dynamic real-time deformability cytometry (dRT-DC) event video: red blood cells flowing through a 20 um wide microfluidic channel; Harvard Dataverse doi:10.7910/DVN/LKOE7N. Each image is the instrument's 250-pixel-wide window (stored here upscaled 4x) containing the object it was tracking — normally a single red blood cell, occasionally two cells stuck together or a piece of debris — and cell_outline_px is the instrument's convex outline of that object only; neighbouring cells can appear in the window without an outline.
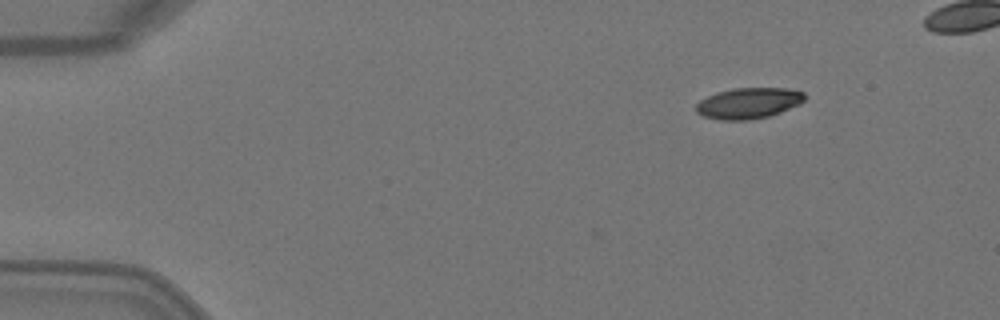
{"species": "Egyptian fruit bat (a non-hibernating species)", "species_latin": "Rousettus aegyptiacus", "temperature_condition": "warm", "stored_images_in_passage": 4, "camera_frame_rate_fps": 3000, "um_per_image_px": 0.085, "animal": {"sex": "female"}, "frame": {"image": 1, "passage_image": 1, "time_ms": 0.0, "image_size_px": [1000, 320], "cell_outline_px": [[804, 100], [800, 104], [780, 112], [768, 116], [748, 120], [720, 120], [704, 116], [696, 112], [696, 104], [700, 100], [716, 92], [732, 88], [788, 88], [804, 92]], "centroid_in_image_um": [63.61, 8.76], "position_along_channel_um": 21.4, "area_um2": 19.54}}